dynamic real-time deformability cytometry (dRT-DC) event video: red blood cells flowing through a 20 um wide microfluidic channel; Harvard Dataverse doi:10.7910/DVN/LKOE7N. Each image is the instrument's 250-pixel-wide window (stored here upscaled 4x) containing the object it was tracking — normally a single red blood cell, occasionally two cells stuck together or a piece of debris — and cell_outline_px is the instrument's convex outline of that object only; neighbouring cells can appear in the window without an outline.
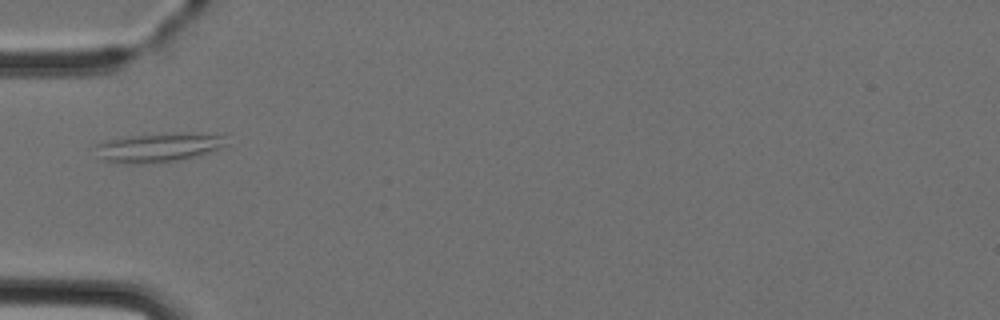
{"species": "Egyptian fruit bat (a non-hibernating species)", "species_latin": "Rousettus aegyptiacus", "temperature_condition": "cold", "stored_images_in_passage": 4, "camera_frame_rate_fps": 3000, "um_per_image_px": 0.085, "animal": {"sex": "female"}, "frame": {"image": 1, "passage_image": 4, "time_ms": 4.333, "image_size_px": [1000, 320], "cell_outline_px": [[228, 144], [220, 148], [196, 156], [180, 160], [140, 164], [124, 164], [104, 160], [96, 156], [96, 144], [112, 140], [132, 136], [224, 136]], "centroid_in_image_um": [13.35, 12.62], "position_along_channel_um": 71.7, "area_um2": 20.58}}